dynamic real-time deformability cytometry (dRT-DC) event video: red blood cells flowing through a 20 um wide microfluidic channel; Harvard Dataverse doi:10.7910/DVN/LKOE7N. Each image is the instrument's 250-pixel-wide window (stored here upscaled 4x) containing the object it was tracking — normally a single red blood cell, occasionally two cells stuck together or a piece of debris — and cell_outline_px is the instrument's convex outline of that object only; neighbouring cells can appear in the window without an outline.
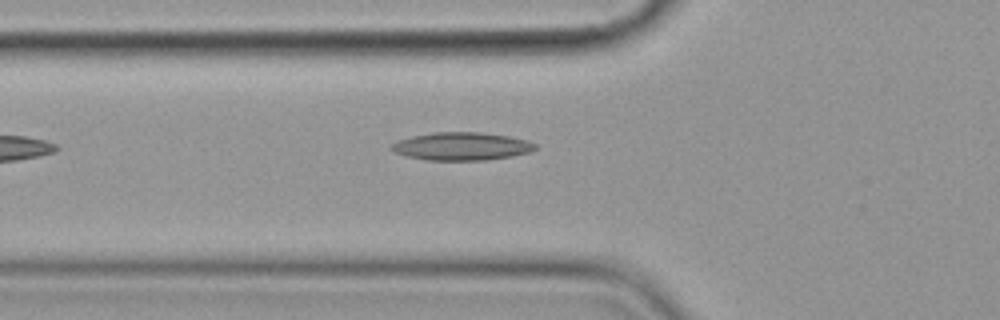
{"species": "common noctule bat (a hibernating species)", "species_latin": "Nyctalus noctula", "temperature_condition": "cold", "stored_images_in_passage": 5, "camera_frame_rate_fps": 3000, "um_per_image_px": 0.085, "animal": {"sex": "female", "body_mass_g": 19.9}, "frame": {"image": 1, "passage_image": 5, "time_ms": 5.333, "image_size_px": [1000, 320], "cell_outline_px": [[536, 148], [528, 152], [512, 156], [484, 160], [428, 160], [408, 156], [396, 152], [388, 148], [396, 140], [412, 136], [432, 132], [480, 132], [508, 136], [528, 140], [536, 144]], "centroid_in_image_um": [39.22, 12.42], "position_along_channel_um": 86.6, "area_um2": 23.35}}